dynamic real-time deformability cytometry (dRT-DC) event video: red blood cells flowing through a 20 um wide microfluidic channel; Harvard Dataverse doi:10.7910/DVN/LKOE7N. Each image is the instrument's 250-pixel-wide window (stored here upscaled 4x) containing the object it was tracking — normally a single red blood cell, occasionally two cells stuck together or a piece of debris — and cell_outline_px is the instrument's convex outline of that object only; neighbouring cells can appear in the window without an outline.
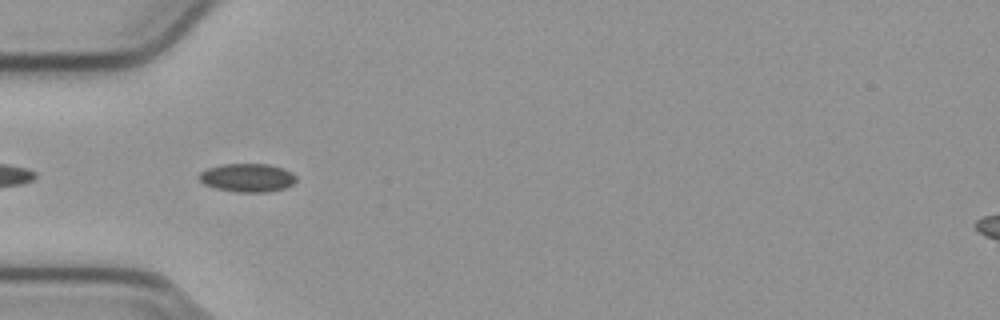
{"species": "common noctule bat (a hibernating species)", "species_latin": "Nyctalus noctula", "temperature_condition": "cold", "stored_images_in_passage": 17, "camera_frame_rate_fps": 3000, "um_per_image_px": 0.085, "animal": {"sex": "male", "body_mass_g": 23.1, "forearm_length_mm": 52.7}, "frame": {"image": 1, "passage_image": 3, "time_ms": 0.667, "image_size_px": [1000, 320], "cell_outline_px": [[296, 180], [292, 184], [284, 188], [268, 192], [236, 192], [216, 188], [204, 184], [196, 176], [200, 172], [208, 168], [220, 164], [268, 164], [284, 168], [292, 172], [296, 176]], "centroid_in_image_um": [21.02, 15.1], "position_along_channel_um": 64.0, "area_um2": 16.18}}
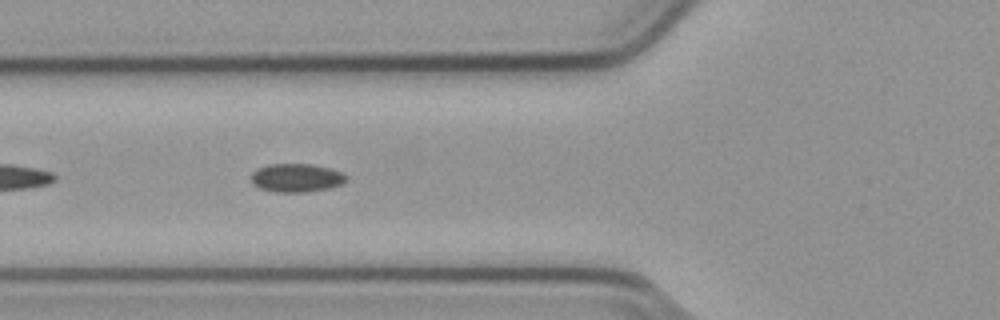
{"frame": {"image": 2, "passage_image": 6, "time_ms": 1.667, "image_size_px": [1000, 320], "cell_outline_px": [[348, 180], [340, 184], [328, 188], [304, 192], [276, 192], [260, 188], [252, 184], [252, 172], [256, 168], [268, 164], [312, 164], [328, 168], [340, 172], [348, 176]], "centroid_in_image_um": [25.17, 15.11], "position_along_channel_um": 100.6, "area_um2": 15.72}}
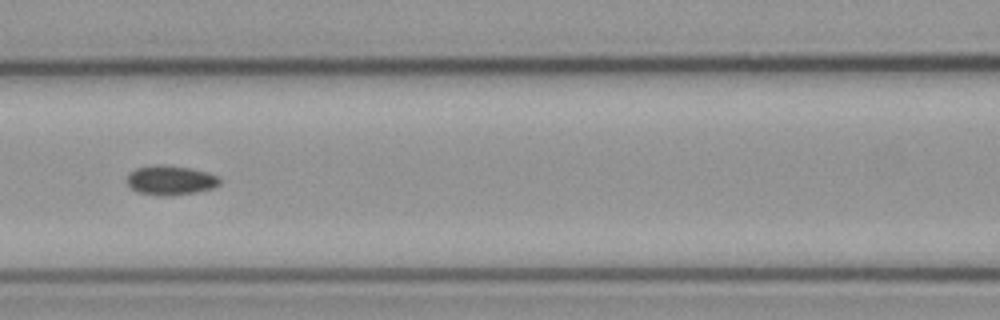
{"frame": {"image": 3, "passage_image": 10, "time_ms": 3.0, "image_size_px": [1000, 320], "cell_outline_px": [[220, 184], [212, 188], [196, 192], [172, 196], [164, 196], [140, 192], [132, 188], [128, 184], [128, 176], [136, 168], [188, 168], [208, 172], [216, 176], [220, 180]], "centroid_in_image_um": [14.56, 15.38], "position_along_channel_um": 152.0, "area_um2": 14.85}}